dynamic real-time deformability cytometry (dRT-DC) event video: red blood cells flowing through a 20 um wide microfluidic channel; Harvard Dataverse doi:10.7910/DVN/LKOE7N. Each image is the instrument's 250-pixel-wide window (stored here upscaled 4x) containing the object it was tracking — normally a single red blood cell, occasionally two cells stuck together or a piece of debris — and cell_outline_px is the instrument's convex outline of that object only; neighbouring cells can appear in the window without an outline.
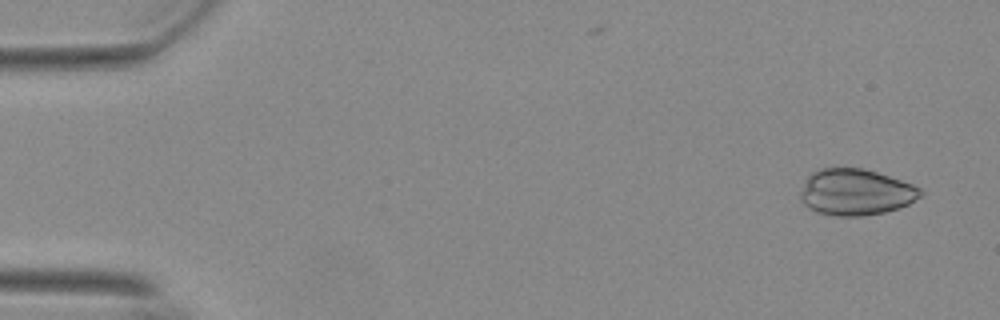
{"species": "Egyptian fruit bat (a non-hibernating species)", "species_latin": "Rousettus aegyptiacus", "temperature_condition": "warm", "stored_images_in_passage": 55, "camera_frame_rate_fps": 3000, "um_per_image_px": 0.085, "animal": {"sex": "female"}, "frame": {"image": 1, "passage_image": 3, "time_ms": 0.667, "image_size_px": [1000, 320], "cell_outline_px": [[924, 196], [900, 208], [884, 212], [860, 216], [836, 216], [816, 212], [804, 204], [800, 200], [800, 192], [808, 176], [812, 172], [820, 168], [864, 168], [912, 184], [920, 188], [924, 192]], "centroid_in_image_um": [72.75, 16.34], "position_along_channel_um": 12.3, "area_um2": 32.48}}
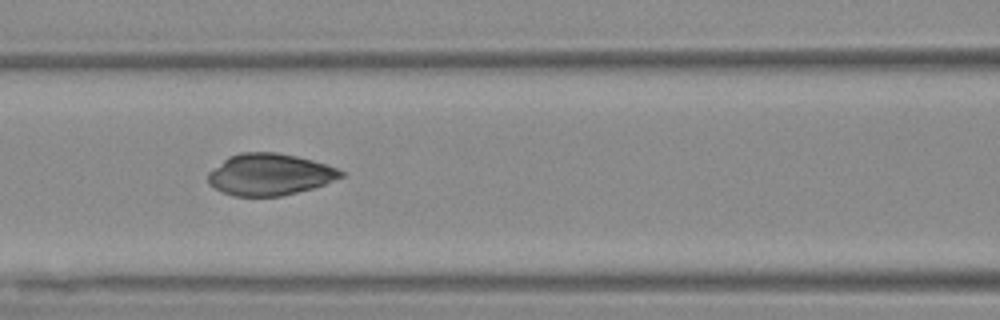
{"frame": {"image": 2, "passage_image": 24, "time_ms": 7.667, "image_size_px": [1000, 320], "cell_outline_px": [[344, 176], [324, 184], [312, 188], [280, 196], [236, 196], [224, 192], [208, 184], [208, 172], [228, 156], [240, 152], [276, 152], [296, 156], [312, 160], [336, 168], [344, 172]], "centroid_in_image_um": [22.9, 14.82], "position_along_channel_um": 143.7, "area_um2": 32.02}}
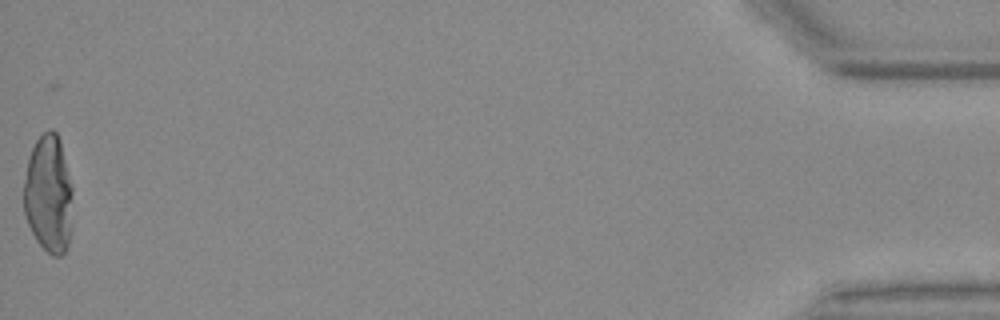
{"frame": {"image": 3, "passage_image": 55, "time_ms": 18.0, "image_size_px": [1000, 320], "cell_outline_px": [[72, 192], [68, 244], [64, 252], [60, 256], [52, 256], [36, 240], [28, 224], [24, 212], [24, 180], [28, 160], [32, 148], [36, 140], [48, 128], [52, 128], [56, 132], [60, 140], [72, 188]], "centroid_in_image_um": [4.11, 16.48], "position_along_channel_um": 431.1, "area_um2": 33.23}}